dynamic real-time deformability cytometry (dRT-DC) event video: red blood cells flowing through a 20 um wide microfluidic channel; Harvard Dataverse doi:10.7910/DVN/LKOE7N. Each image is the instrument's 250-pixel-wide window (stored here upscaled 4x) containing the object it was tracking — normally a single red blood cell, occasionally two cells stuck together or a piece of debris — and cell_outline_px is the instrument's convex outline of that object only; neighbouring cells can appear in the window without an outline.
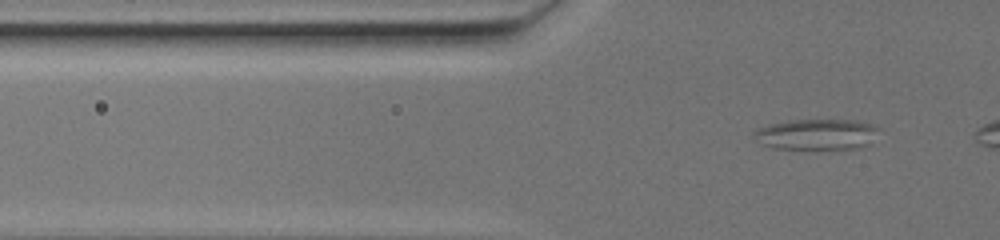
{"species": "common noctule bat (a hibernating species)", "species_latin": "Nyctalus noctula", "temperature_condition": "warm", "stored_images_in_passage": 51, "segment_of_instrument_passage": [1, 2], "camera_frame_rate_fps": 3000, "um_per_image_px": 0.085, "animal": {"sex": "female", "body_mass_g": 19.5, "forearm_length_mm": 54.1}, "frame": {"image": 1, "passage_image": 11, "time_ms": 3.333, "image_size_px": [1000, 240], "cell_outline_px": [[880, 128], [860, 148], [772, 148], [760, 144], [752, 140], [756, 128], [768, 124], [788, 120], [852, 120], [872, 124]], "centroid_in_image_um": [69.27, 11.4], "position_along_channel_um": 56.5, "area_um2": 22.08}}
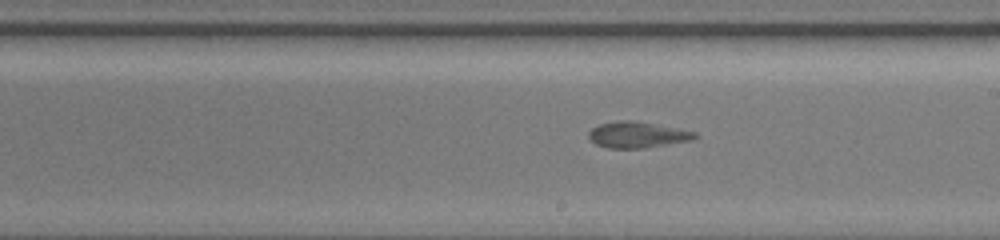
{"frame": {"image": 2, "passage_image": 31, "time_ms": 10.0, "image_size_px": [1000, 240], "cell_outline_px": [[700, 136], [692, 140], [644, 148], [608, 148], [596, 144], [588, 136], [588, 132], [592, 128], [600, 124], [620, 120], [632, 120], [696, 132]], "centroid_in_image_um": [54.17, 11.46], "position_along_channel_um": 234.8, "area_um2": 15.95}}
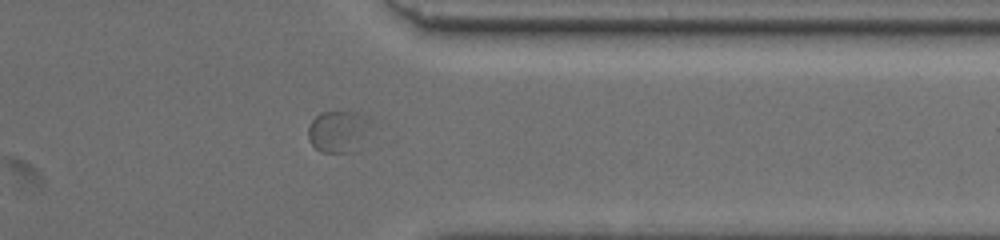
{"frame": {"image": 3, "passage_image": 46, "time_ms": 15.0, "image_size_px": [1000, 240], "cell_outline_px": [[368, 116], [360, 136], [352, 152], [320, 152], [308, 140], [308, 128], [312, 120], [320, 112], [360, 112]], "centroid_in_image_um": [28.59, 11.14], "position_along_channel_um": 382.8, "area_um2": 14.16}}